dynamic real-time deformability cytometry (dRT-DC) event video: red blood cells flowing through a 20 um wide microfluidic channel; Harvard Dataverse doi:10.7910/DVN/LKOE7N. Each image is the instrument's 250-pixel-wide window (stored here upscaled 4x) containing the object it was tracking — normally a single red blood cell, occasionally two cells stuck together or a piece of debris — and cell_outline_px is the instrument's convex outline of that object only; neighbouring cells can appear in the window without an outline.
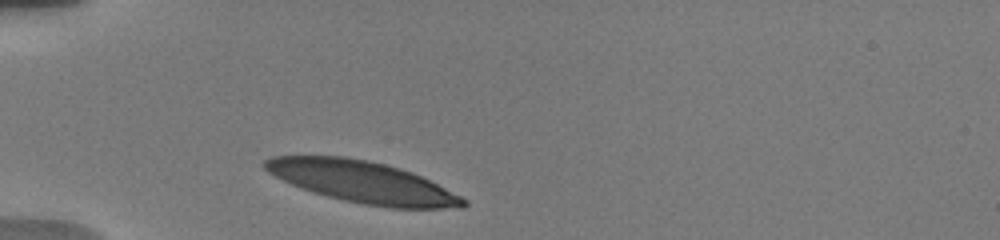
{"species": "human", "species_latin": "Homo sapiens", "temperature_condition": "warm", "stored_images_in_passage": 10, "camera_frame_rate_fps": 3000, "um_per_image_px": 0.085, "donor": {"sex": "male"}, "frame": {"image": 1, "passage_image": 1, "time_ms": 0.0, "image_size_px": [1000, 240], "cell_outline_px": [[468, 204], [464, 208], [392, 208], [364, 204], [344, 200], [312, 192], [292, 184], [268, 172], [260, 164], [264, 160], [272, 156], [344, 156], [368, 160], [400, 168], [412, 172], [468, 200]], "centroid_in_image_um": [30.8, 15.46], "position_along_channel_um": 54.2, "area_um2": 47.8}}
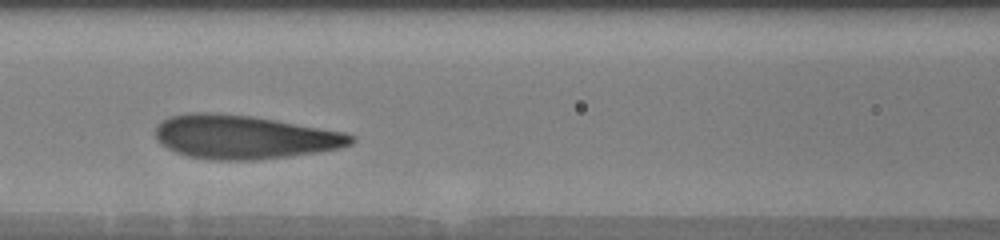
{"frame": {"image": 2, "passage_image": 7, "time_ms": 3.0, "image_size_px": [1000, 240], "cell_outline_px": [[356, 140], [352, 144], [340, 148], [320, 152], [260, 160], [208, 160], [188, 156], [176, 152], [160, 144], [156, 140], [156, 124], [160, 120], [168, 116], [188, 112], [216, 112], [252, 116], [276, 120], [344, 132], [356, 136]], "centroid_in_image_um": [20.72, 11.64], "position_along_channel_um": 145.9, "area_um2": 50.46}}
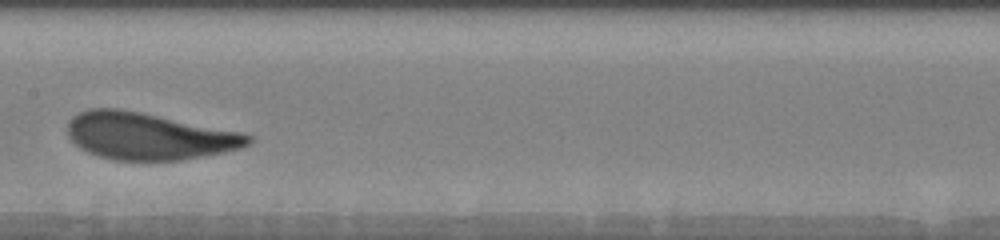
{"frame": {"image": 3, "passage_image": 9, "time_ms": 4.333, "image_size_px": [1000, 240], "cell_outline_px": [[252, 140], [248, 144], [240, 148], [224, 152], [180, 160], [116, 160], [96, 156], [80, 148], [68, 136], [68, 120], [72, 116], [88, 108], [116, 108], [140, 112], [236, 132], [252, 136]], "centroid_in_image_um": [12.55, 11.57], "position_along_channel_um": 194.9, "area_um2": 48.78}}